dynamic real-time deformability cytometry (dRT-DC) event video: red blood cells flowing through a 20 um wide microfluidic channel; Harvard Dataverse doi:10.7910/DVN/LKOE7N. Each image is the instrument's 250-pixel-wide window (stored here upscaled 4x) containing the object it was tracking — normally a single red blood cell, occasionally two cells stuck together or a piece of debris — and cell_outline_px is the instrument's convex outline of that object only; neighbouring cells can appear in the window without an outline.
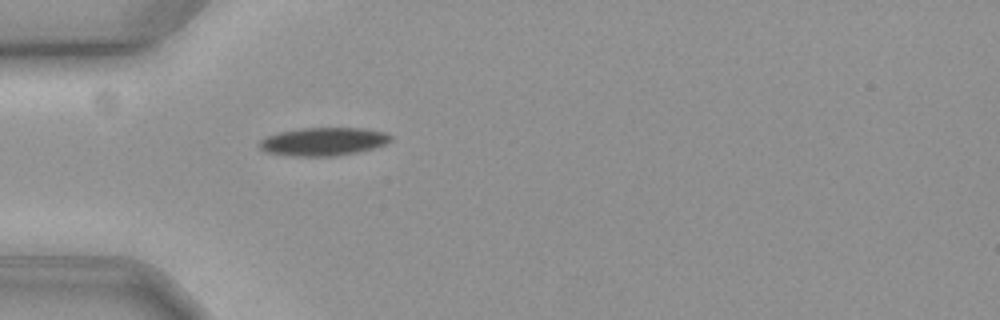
{"species": "common noctule bat (a hibernating species)", "species_latin": "Nyctalus noctula", "temperature_condition": "cold", "stored_images_in_passage": 37, "camera_frame_rate_fps": 3000, "um_per_image_px": 0.085, "animal": {"sex": "female", "body_mass_g": 19.3, "forearm_length_mm": 54.1}, "frame": {"image": 1, "passage_image": 1, "time_ms": 0.0, "image_size_px": [1000, 320], "cell_outline_px": [[392, 140], [384, 144], [372, 148], [356, 152], [336, 156], [292, 156], [268, 152], [260, 148], [260, 140], [268, 136], [280, 132], [300, 128], [364, 128], [384, 132], [392, 136]], "centroid_in_image_um": [27.5, 12.03], "position_along_channel_um": 57.5, "area_um2": 21.33}}
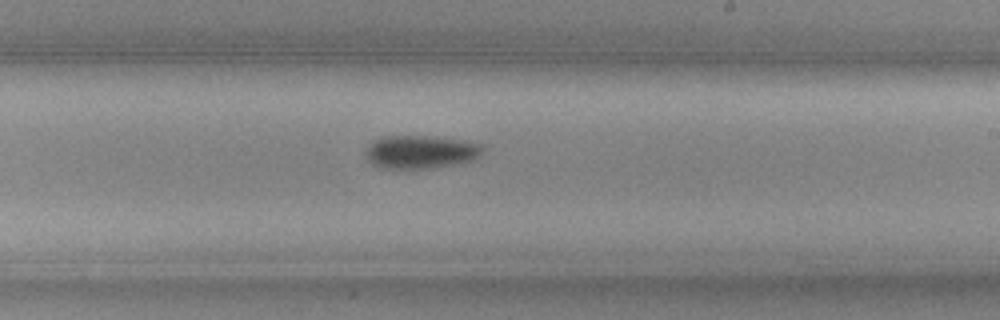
{"frame": {"image": 2, "passage_image": 18, "time_ms": 5.667, "image_size_px": [1000, 320], "cell_outline_px": [[484, 148], [476, 156], [468, 160], [452, 164], [428, 168], [384, 168], [372, 164], [364, 156], [364, 152], [372, 140], [384, 136], [424, 136], [456, 140], [484, 144]], "centroid_in_image_um": [35.64, 12.9], "position_along_channel_um": 253.4, "area_um2": 22.14}}
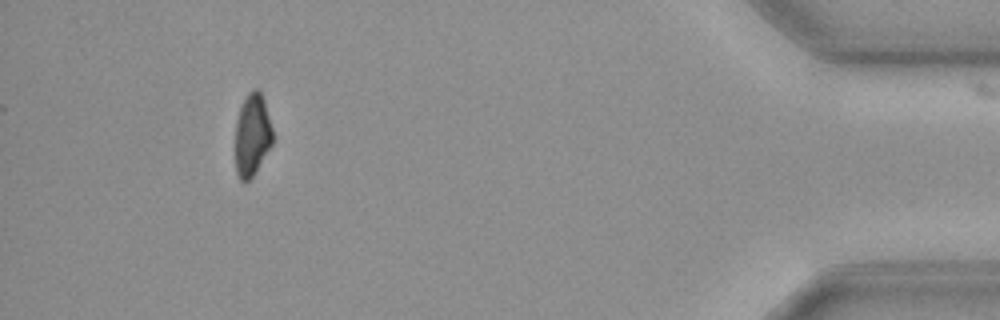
{"frame": {"image": 3, "passage_image": 37, "time_ms": 12.0, "image_size_px": [1000, 320], "cell_outline_px": [[272, 144], [252, 176], [244, 184], [240, 180], [236, 172], [236, 120], [244, 96], [252, 88], [256, 88], [260, 92], [264, 100], [272, 128]], "centroid_in_image_um": [21.42, 11.44], "position_along_channel_um": 413.8, "area_um2": 17.8}, "authors_computed_cell_mechanics": {"area_um2": 21.5016, "velocity_mm_per_s": 3.5693, "shape_relaxation_time_tau1_ms": 3.1218, "shape_relaxation_time_tau2_ms": null, "deformation_change_tau1": 0.1228, "deformation_change_tau2": null}}